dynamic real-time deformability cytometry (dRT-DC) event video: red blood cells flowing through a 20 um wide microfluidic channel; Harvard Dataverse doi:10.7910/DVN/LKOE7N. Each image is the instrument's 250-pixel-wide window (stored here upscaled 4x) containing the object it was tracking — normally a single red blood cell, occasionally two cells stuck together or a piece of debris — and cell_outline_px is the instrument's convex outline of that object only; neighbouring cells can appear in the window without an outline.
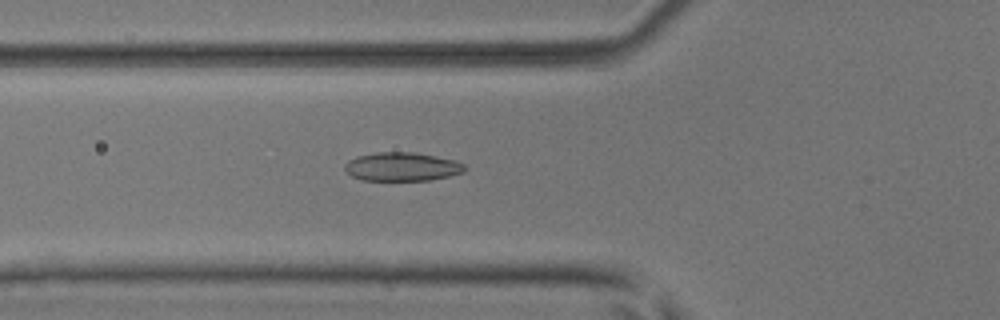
{"species": "common noctule bat (a hibernating species)", "species_latin": "Nyctalus noctula", "temperature_condition": "room temperature", "stored_images_in_passage": 51, "camera_frame_rate_fps": 3000, "um_per_image_px": 0.085, "animal": {"sex": "male", "body_mass_g": 17.9, "forearm_length_mm": 54.2}, "frame": {"image": 1, "passage_image": 19, "time_ms": 6.0, "image_size_px": [1000, 320], "cell_outline_px": [[468, 168], [464, 172], [448, 176], [428, 180], [360, 180], [352, 176], [344, 168], [344, 164], [348, 160], [356, 156], [376, 152], [412, 152], [436, 156], [452, 160], [464, 164]], "centroid_in_image_um": [34.15, 14.16], "position_along_channel_um": 91.7, "area_um2": 20.0}}
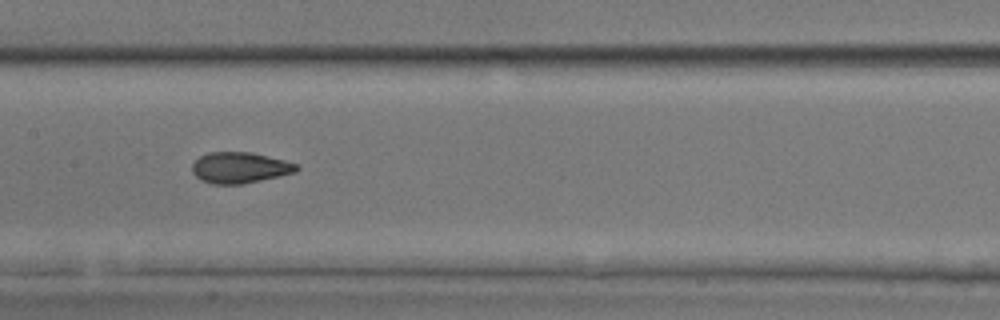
{"frame": {"image": 2, "passage_image": 26, "time_ms": 8.333, "image_size_px": [1000, 320], "cell_outline_px": [[300, 168], [296, 172], [280, 176], [240, 184], [212, 184], [200, 180], [192, 172], [192, 164], [200, 156], [208, 152], [252, 152], [300, 164]], "centroid_in_image_um": [20.4, 14.25], "position_along_channel_um": 187.0, "area_um2": 18.96}}
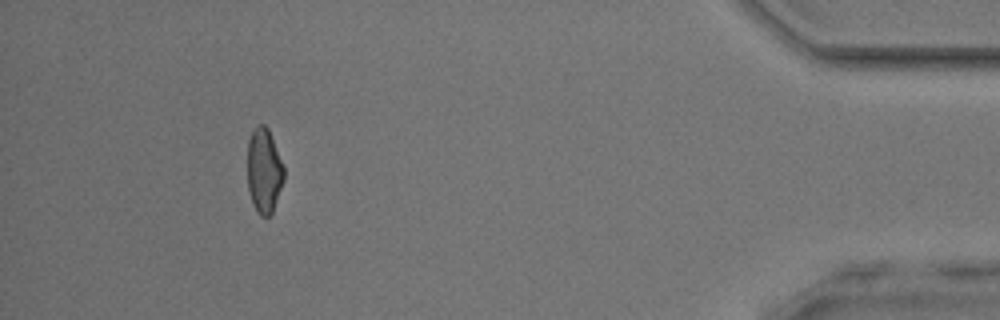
{"frame": {"image": 3, "passage_image": 47, "time_ms": 15.333, "image_size_px": [1000, 320], "cell_outline_px": [[284, 180], [272, 212], [268, 216], [260, 216], [256, 212], [252, 204], [248, 188], [248, 140], [256, 124], [264, 124], [268, 128], [284, 168]], "centroid_in_image_um": [22.43, 14.52], "position_along_channel_um": 412.8, "area_um2": 17.98}, "authors_computed_cell_mechanics": {"area_um2": 19.0162, "velocity_mm_per_s": 4.0743, "shape_relaxation_time_tau1_ms": 6.4612, "shape_relaxation_time_tau2_ms": 1.3998, "deformation_change_tau1": 0.1829, "deformation_change_tau2": 0.0687}}